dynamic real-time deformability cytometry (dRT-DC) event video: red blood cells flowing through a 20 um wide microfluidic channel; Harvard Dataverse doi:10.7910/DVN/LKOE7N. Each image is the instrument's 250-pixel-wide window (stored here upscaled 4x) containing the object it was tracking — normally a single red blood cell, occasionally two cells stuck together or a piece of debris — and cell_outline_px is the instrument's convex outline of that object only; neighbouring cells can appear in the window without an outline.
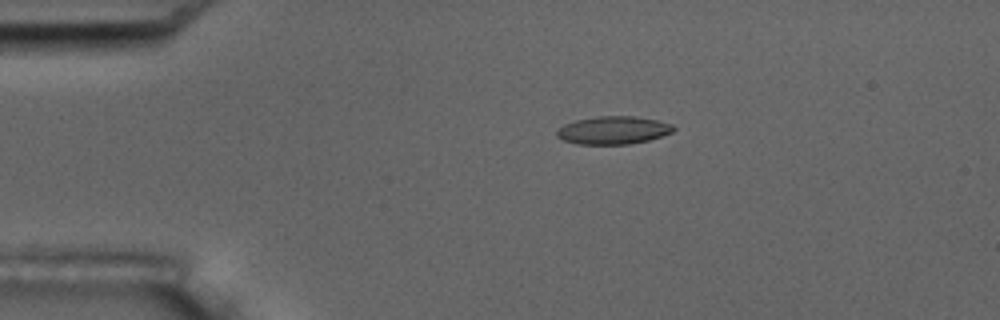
{"species": "common noctule bat (a hibernating species)", "species_latin": "Nyctalus noctula", "temperature_condition": "room temperature", "stored_images_in_passage": 9, "camera_frame_rate_fps": 3000, "um_per_image_px": 0.085, "animal": {"sex": "male", "body_mass_g": 17.5, "forearm_length_mm": 52.3}, "frame": {"image": 1, "passage_image": 3, "time_ms": 3.333, "image_size_px": [1000, 320], "cell_outline_px": [[676, 128], [672, 132], [648, 140], [628, 144], [576, 144], [564, 140], [556, 136], [556, 132], [564, 124], [576, 120], [600, 116], [636, 116], [656, 120], [672, 124]], "centroid_in_image_um": [52.12, 11.07], "position_along_channel_um": 32.9, "area_um2": 18.84}}
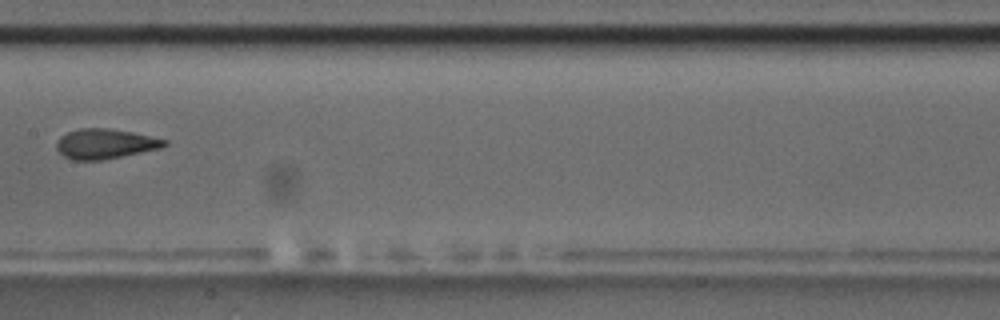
{"frame": {"image": 2, "passage_image": 8, "time_ms": 9.0, "image_size_px": [1000, 320], "cell_outline_px": [[168, 144], [160, 148], [104, 160], [72, 160], [64, 156], [56, 148], [56, 140], [60, 136], [68, 132], [80, 128], [108, 128], [132, 132], [168, 140]], "centroid_in_image_um": [8.92, 12.22], "position_along_channel_um": 198.5, "area_um2": 18.84}}
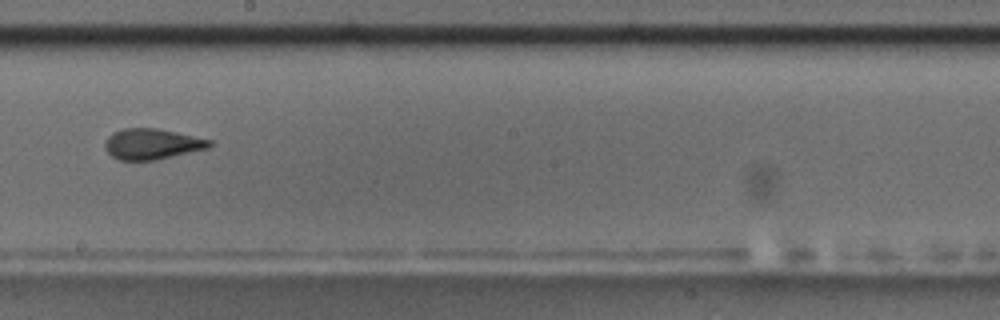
{"frame": {"image": 3, "passage_image": 9, "time_ms": 10.0, "image_size_px": [1000, 320], "cell_outline_px": [[212, 144], [208, 148], [156, 160], [120, 160], [112, 156], [104, 148], [104, 140], [112, 132], [124, 128], [156, 128], [212, 140]], "centroid_in_image_um": [12.88, 12.24], "position_along_channel_um": 235.3, "area_um2": 18.67}}